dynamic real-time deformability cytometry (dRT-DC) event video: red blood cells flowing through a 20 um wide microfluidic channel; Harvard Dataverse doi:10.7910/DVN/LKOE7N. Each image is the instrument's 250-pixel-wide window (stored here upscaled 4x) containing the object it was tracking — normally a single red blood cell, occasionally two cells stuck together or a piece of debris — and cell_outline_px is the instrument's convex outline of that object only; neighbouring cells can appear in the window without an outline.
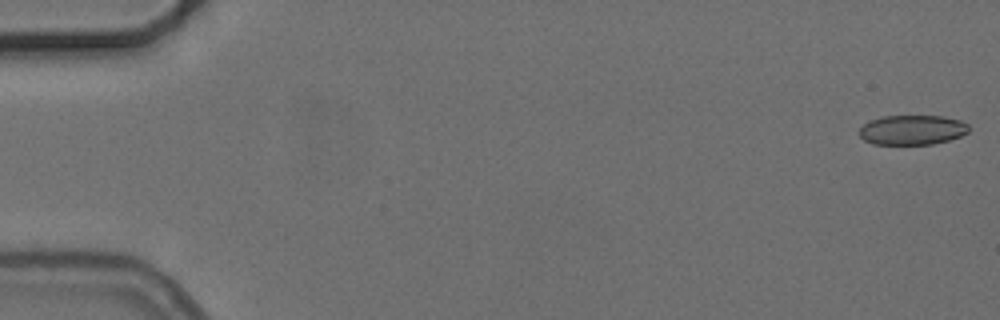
{"species": "common noctule bat (a hibernating species)", "species_latin": "Nyctalus noctula", "temperature_condition": "cold", "stored_images_in_passage": 55, "camera_frame_rate_fps": 3000, "um_per_image_px": 0.085, "animal": {"sex": "female", "body_mass_g": 24.6, "forearm_length_mm": 56.2}, "frame": {"image": 1, "passage_image": 1, "time_ms": 0.0, "image_size_px": [1000, 320], "cell_outline_px": [[968, 132], [960, 136], [948, 140], [932, 144], [872, 144], [864, 140], [860, 136], [860, 128], [864, 124], [872, 120], [884, 116], [944, 116], [960, 120], [968, 124]], "centroid_in_image_um": [77.55, 11.04], "position_along_channel_um": 7.5, "area_um2": 18.84}}
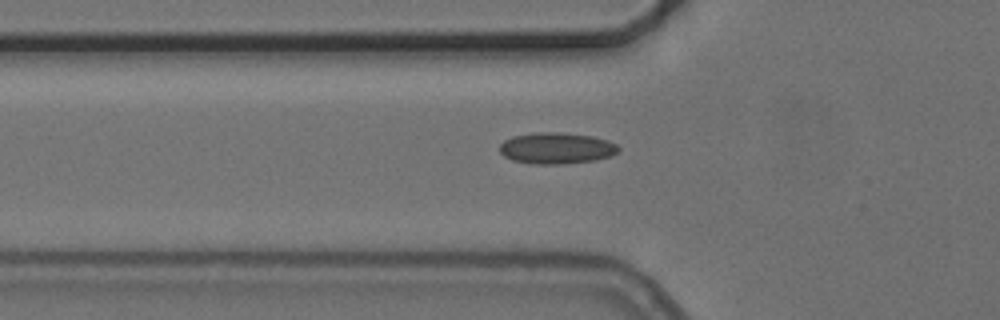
{"frame": {"image": 2, "passage_image": 19, "time_ms": 6.0, "image_size_px": [1000, 320], "cell_outline_px": [[620, 148], [612, 156], [596, 160], [564, 164], [532, 164], [512, 160], [504, 156], [500, 152], [500, 144], [504, 140], [512, 136], [536, 132], [560, 132], [592, 136], [608, 140], [616, 144]], "centroid_in_image_um": [47.3, 12.6], "position_along_channel_um": 78.5, "area_um2": 21.85}}
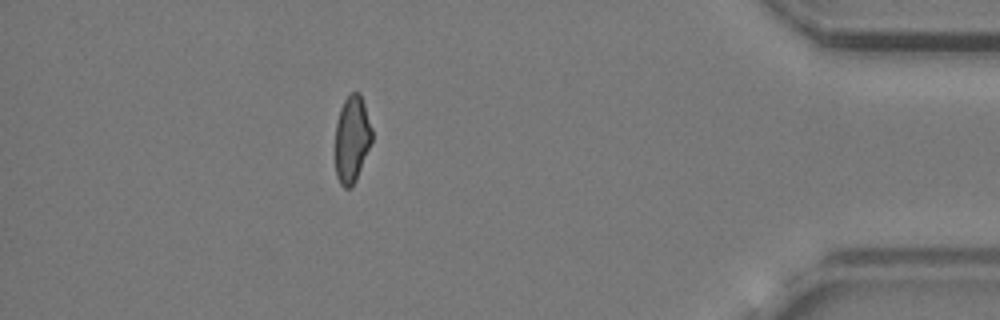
{"frame": {"image": 3, "passage_image": 49, "time_ms": 16.0, "image_size_px": [1000, 320], "cell_outline_px": [[372, 140], [356, 180], [352, 188], [344, 188], [340, 184], [336, 176], [336, 124], [340, 108], [344, 100], [352, 92], [360, 92], [372, 128]], "centroid_in_image_um": [29.91, 11.83], "position_along_channel_um": 405.3, "area_um2": 18.5}, "authors_computed_cell_mechanics": {"area_um2": 20.1144, "velocity_mm_per_s": 3.7293, "shape_relaxation_time_tau1_ms": null, "shape_relaxation_time_tau2_ms": 2.2181, "deformation_change_tau1": null, "deformation_change_tau2": 0.0933}}